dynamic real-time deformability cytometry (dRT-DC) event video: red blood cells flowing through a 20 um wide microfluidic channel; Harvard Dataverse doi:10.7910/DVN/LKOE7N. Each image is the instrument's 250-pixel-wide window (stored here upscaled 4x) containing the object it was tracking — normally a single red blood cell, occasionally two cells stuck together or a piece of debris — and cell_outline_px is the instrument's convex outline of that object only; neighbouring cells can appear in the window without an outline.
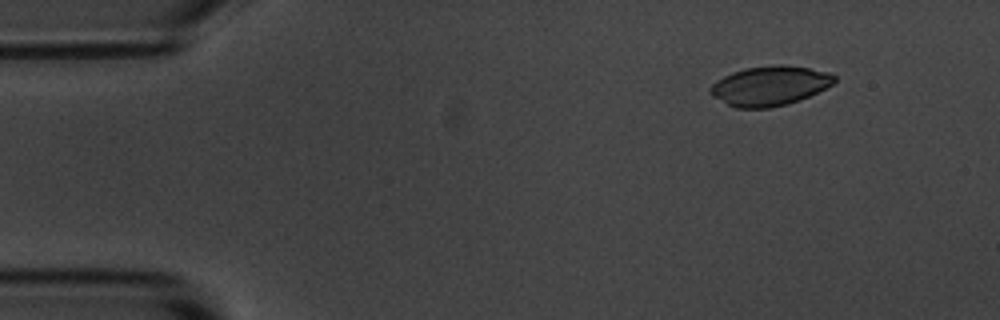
{"species": "common noctule bat (a hibernating species)", "species_latin": "Nyctalus noctula", "temperature_condition": "room temperature", "stored_images_in_passage": 3, "camera_frame_rate_fps": 3000, "um_per_image_px": 0.085, "animal": {"sex": "male", "body_mass_g": 20.1, "forearm_length_mm": 53.5}, "frame": {"image": 1, "passage_image": 1, "time_ms": 0.0, "image_size_px": [1000, 320], "cell_outline_px": [[836, 80], [832, 84], [808, 96], [788, 104], [768, 108], [736, 108], [712, 96], [708, 92], [708, 88], [716, 80], [732, 72], [744, 68], [780, 64], [784, 64], [832, 72], [836, 76]], "centroid_in_image_um": [65.41, 7.28], "position_along_channel_um": 19.6, "area_um2": 28.67}}